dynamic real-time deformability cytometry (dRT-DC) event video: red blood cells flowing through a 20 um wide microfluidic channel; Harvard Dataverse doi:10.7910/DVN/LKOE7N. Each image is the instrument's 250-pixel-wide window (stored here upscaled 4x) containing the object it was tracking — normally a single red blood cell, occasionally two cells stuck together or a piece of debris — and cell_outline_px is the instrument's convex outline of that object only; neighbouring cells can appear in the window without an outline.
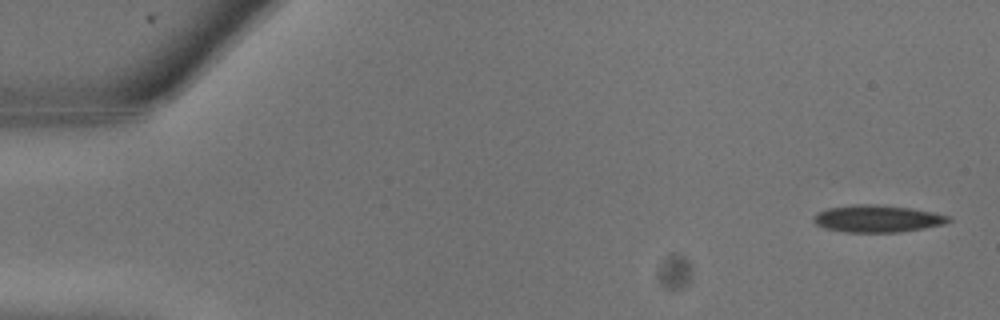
{"species": "common noctule bat (a hibernating species)", "species_latin": "Nyctalus noctula", "temperature_condition": "warm", "stored_images_in_passage": 9, "camera_frame_rate_fps": 3000, "um_per_image_px": 0.085, "animal": {"sex": "male", "body_mass_g": 13.3}, "frame": {"image": 1, "passage_image": 1, "time_ms": 0.0, "image_size_px": [1000, 320], "cell_outline_px": [[952, 220], [944, 224], [924, 228], [900, 232], [844, 232], [824, 228], [816, 224], [812, 220], [820, 212], [828, 208], [852, 204], [876, 204], [912, 208], [932, 212], [948, 216]], "centroid_in_image_um": [74.58, 18.58], "position_along_channel_um": 10.4, "area_um2": 21.27}}
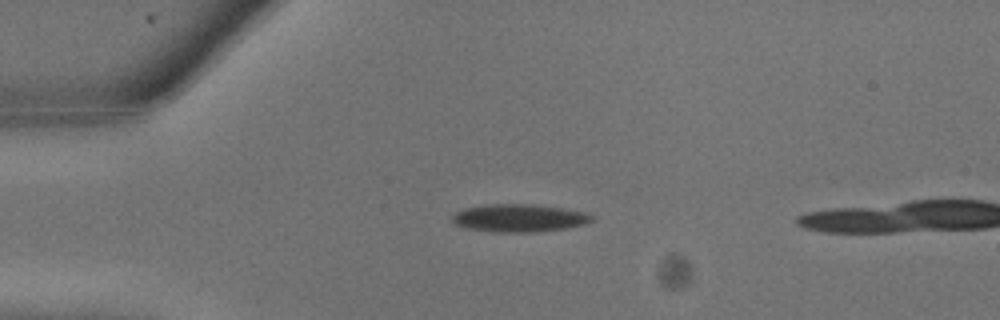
{"frame": {"image": 2, "passage_image": 6, "time_ms": 1.667, "image_size_px": [1000, 320], "cell_outline_px": [[596, 220], [584, 224], [568, 228], [536, 232], [500, 232], [468, 228], [456, 224], [452, 220], [452, 216], [456, 212], [464, 208], [488, 204], [532, 204], [560, 208], [584, 212], [592, 216]], "centroid_in_image_um": [44.15, 18.53], "position_along_channel_um": 40.8, "area_um2": 22.43}}